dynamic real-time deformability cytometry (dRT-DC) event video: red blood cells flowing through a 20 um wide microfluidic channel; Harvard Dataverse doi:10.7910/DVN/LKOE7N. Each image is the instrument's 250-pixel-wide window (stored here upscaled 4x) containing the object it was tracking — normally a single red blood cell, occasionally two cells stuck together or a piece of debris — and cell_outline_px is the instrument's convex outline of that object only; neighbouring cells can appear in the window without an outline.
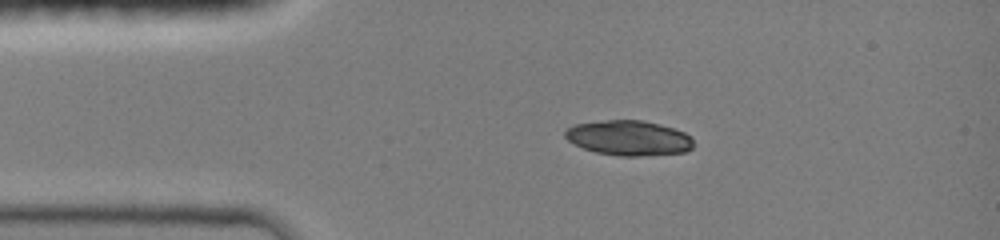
{"species": "common noctule bat (a hibernating species)", "species_latin": "Nyctalus noctula", "temperature_condition": "room temperature", "stored_images_in_passage": 14, "camera_frame_rate_fps": 3000, "um_per_image_px": 0.085, "animal": {"sex": "female", "body_mass_g": 19.0, "forearm_length_mm": 51.5}, "frame": {"image": 1, "passage_image": 1, "time_ms": 0.0, "image_size_px": [1000, 240], "cell_outline_px": [[692, 148], [684, 152], [636, 156], [620, 156], [596, 152], [584, 148], [568, 140], [564, 136], [564, 132], [568, 128], [576, 124], [608, 120], [640, 120], [672, 128], [684, 132], [692, 140]], "centroid_in_image_um": [53.42, 11.73], "position_along_channel_um": 31.6, "area_um2": 25.66}}
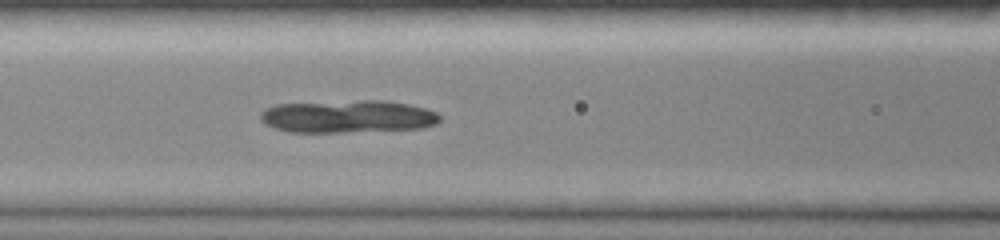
{"frame": {"image": 2, "passage_image": 10, "time_ms": 3.333, "image_size_px": [1000, 240], "cell_outline_px": [[440, 120], [436, 124], [420, 128], [340, 132], [288, 132], [276, 128], [260, 120], [260, 112], [276, 104], [364, 100], [384, 100], [408, 104], [424, 108], [436, 112], [440, 116]], "centroid_in_image_um": [29.56, 9.9], "position_along_channel_um": 137.0, "area_um2": 33.87}}
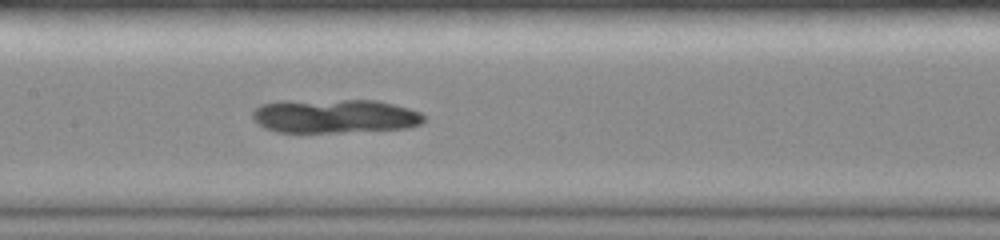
{"frame": {"image": 3, "passage_image": 14, "time_ms": 4.333, "image_size_px": [1000, 240], "cell_outline_px": [[424, 120], [420, 124], [408, 128], [340, 132], [280, 132], [264, 128], [252, 116], [252, 112], [260, 104], [280, 100], [376, 100], [408, 108], [420, 112], [424, 116]], "centroid_in_image_um": [28.43, 9.86], "position_along_channel_um": 179.0, "area_um2": 33.93}}